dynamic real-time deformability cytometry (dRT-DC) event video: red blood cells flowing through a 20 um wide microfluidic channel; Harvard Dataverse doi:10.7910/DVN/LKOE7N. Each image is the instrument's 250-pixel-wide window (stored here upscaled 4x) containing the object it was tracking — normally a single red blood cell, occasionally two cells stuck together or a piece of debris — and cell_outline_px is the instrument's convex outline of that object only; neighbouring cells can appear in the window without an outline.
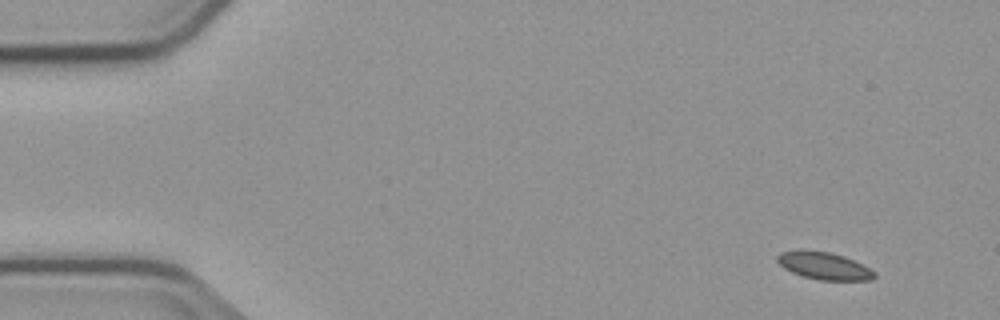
{"species": "common noctule bat (a hibernating species)", "species_latin": "Nyctalus noctula", "temperature_condition": "cold", "stored_images_in_passage": 4, "camera_frame_rate_fps": 3000, "um_per_image_px": 0.085, "animal": {"sex": "male", "body_mass_g": 23.1, "forearm_length_mm": 52.7}, "frame": {"image": 1, "passage_image": 1, "time_ms": 0.0, "image_size_px": [1000, 320], "cell_outline_px": [[876, 276], [872, 280], [820, 280], [804, 276], [792, 272], [784, 268], [776, 260], [776, 256], [780, 252], [828, 252], [844, 256], [876, 272]], "centroid_in_image_um": [70.08, 22.63], "position_along_channel_um": 14.9, "area_um2": 14.85}}